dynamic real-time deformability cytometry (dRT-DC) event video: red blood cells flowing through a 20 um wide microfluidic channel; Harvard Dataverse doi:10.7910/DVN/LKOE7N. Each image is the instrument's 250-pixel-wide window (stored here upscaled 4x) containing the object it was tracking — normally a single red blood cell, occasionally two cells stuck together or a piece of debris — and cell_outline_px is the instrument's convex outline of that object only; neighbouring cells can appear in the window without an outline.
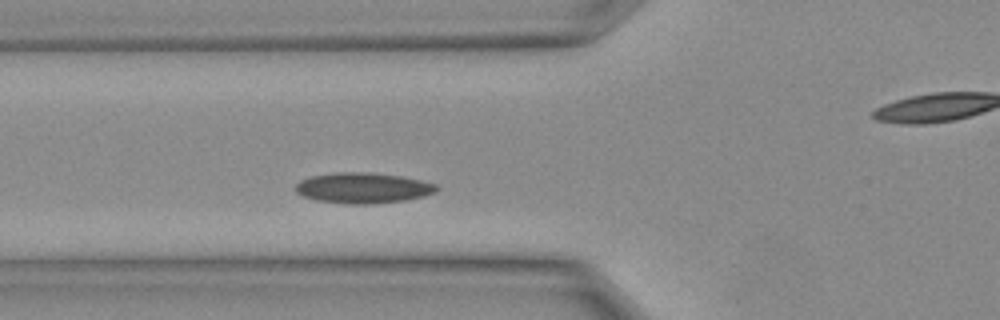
{"species": "Egyptian fruit bat (a non-hibernating species)", "species_latin": "Rousettus aegyptiacus", "temperature_condition": "warm", "stored_images_in_passage": 12, "camera_frame_rate_fps": 3000, "um_per_image_px": 0.085, "animal": {"sex": "female"}, "frame": {"image": 1, "passage_image": 4, "time_ms": 1.0, "image_size_px": [1000, 320], "cell_outline_px": [[440, 188], [436, 192], [424, 196], [404, 200], [376, 204], [348, 204], [316, 200], [304, 196], [296, 192], [296, 184], [300, 180], [312, 176], [336, 172], [368, 172], [400, 176], [420, 180], [436, 184]], "centroid_in_image_um": [30.87, 15.98], "position_along_channel_um": 94.9, "area_um2": 25.14}}
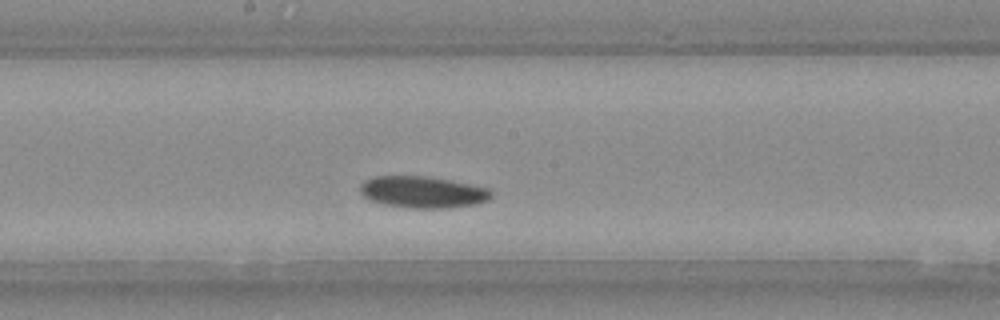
{"frame": {"image": 2, "passage_image": 9, "time_ms": 2.667, "image_size_px": [1000, 320], "cell_outline_px": [[492, 196], [488, 200], [476, 204], [448, 208], [408, 208], [384, 204], [368, 200], [360, 192], [360, 184], [364, 180], [376, 176], [424, 176], [448, 180], [488, 188], [492, 192]], "centroid_in_image_um": [35.9, 16.33], "position_along_channel_um": 212.3, "area_um2": 24.16}}